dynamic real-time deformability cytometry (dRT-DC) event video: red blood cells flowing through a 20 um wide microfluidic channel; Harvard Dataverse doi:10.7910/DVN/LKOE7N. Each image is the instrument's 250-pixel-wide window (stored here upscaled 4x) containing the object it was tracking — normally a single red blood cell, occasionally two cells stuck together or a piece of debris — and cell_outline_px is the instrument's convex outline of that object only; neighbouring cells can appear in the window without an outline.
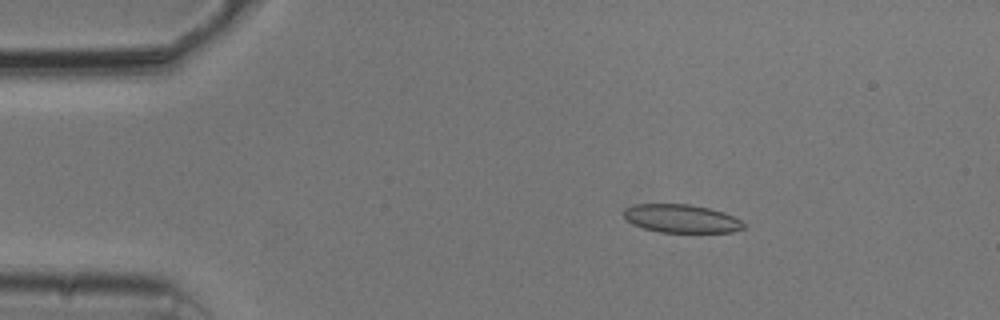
{"species": "common noctule bat (a hibernating species)", "species_latin": "Nyctalus noctula", "temperature_condition": "cold", "stored_images_in_passage": 54, "camera_frame_rate_fps": 3000, "um_per_image_px": 0.085, "animal": {"sex": "male", "body_mass_g": 20.5, "forearm_length_mm": 52.5}, "frame": {"image": 1, "passage_image": 9, "time_ms": 2.667, "image_size_px": [1000, 320], "cell_outline_px": [[744, 228], [732, 232], [660, 232], [644, 228], [632, 224], [624, 216], [624, 208], [636, 204], [688, 204], [708, 208], [724, 212], [740, 220], [744, 224]], "centroid_in_image_um": [57.9, 18.58], "position_along_channel_um": 27.1, "area_um2": 19.59}}
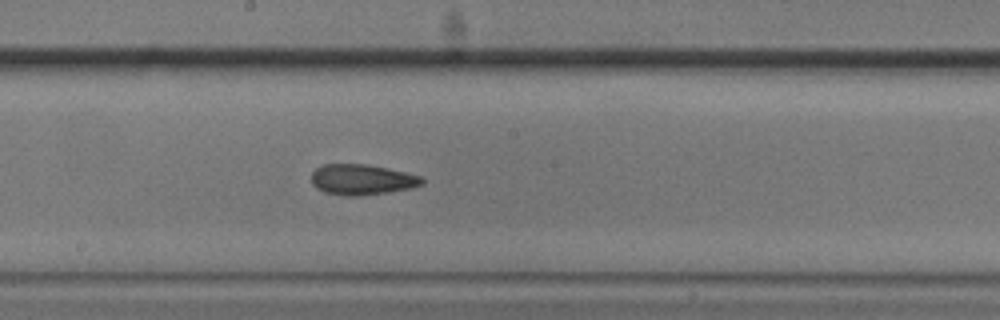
{"frame": {"image": 2, "passage_image": 29, "time_ms": 9.333, "image_size_px": [1000, 320], "cell_outline_px": [[424, 184], [412, 188], [388, 192], [360, 196], [344, 196], [324, 192], [316, 188], [312, 184], [312, 172], [316, 168], [324, 164], [368, 164], [388, 168], [420, 176], [424, 180]], "centroid_in_image_um": [30.76, 15.27], "position_along_channel_um": 217.4, "area_um2": 19.83}}
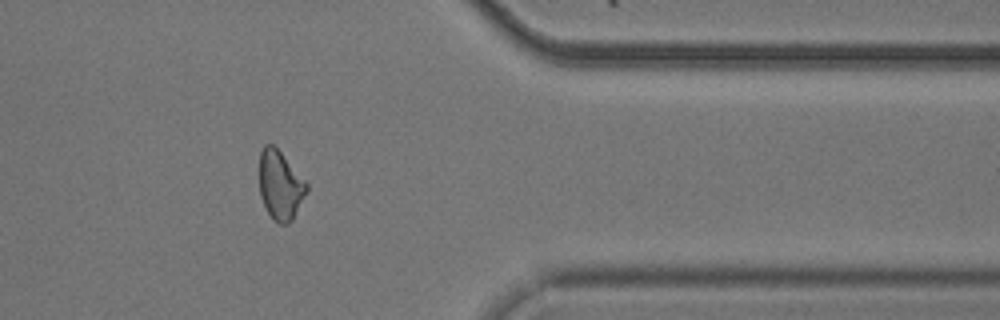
{"frame": {"image": 3, "passage_image": 44, "time_ms": 14.333, "image_size_px": [1000, 320], "cell_outline_px": [[308, 192], [292, 220], [288, 224], [280, 224], [272, 220], [260, 196], [260, 152], [264, 144], [272, 144], [280, 152], [308, 184]], "centroid_in_image_um": [23.83, 15.78], "position_along_channel_um": 387.6, "area_um2": 18.9}, "authors_computed_cell_mechanics": {"area_um2": 19.8832, "velocity_mm_per_s": 3.7399, "shape_relaxation_time_tau1_ms": null, "shape_relaxation_time_tau2_ms": 3.5023, "deformation_change_tau1": null, "deformation_change_tau2": 0.0919}}